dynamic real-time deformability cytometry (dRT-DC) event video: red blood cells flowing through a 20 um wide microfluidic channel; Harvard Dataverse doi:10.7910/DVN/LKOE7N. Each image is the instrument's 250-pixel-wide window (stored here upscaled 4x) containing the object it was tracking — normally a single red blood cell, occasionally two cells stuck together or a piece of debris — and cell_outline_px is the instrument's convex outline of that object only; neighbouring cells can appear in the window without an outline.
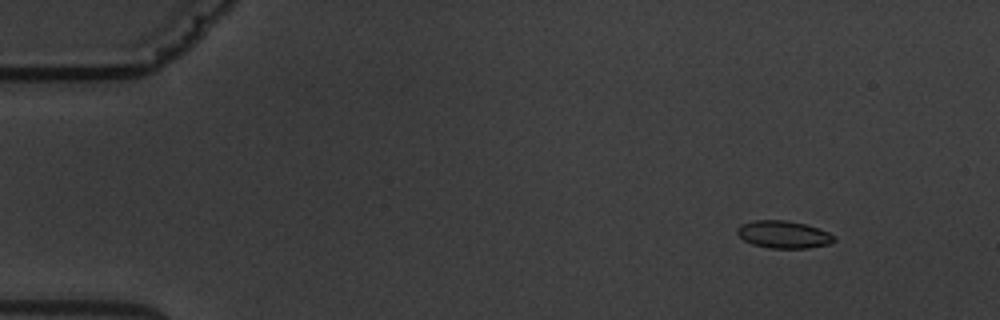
{"species": "common noctule bat (a hibernating species)", "species_latin": "Nyctalus noctula", "temperature_condition": "warm", "stored_images_in_passage": 9, "camera_frame_rate_fps": 3000, "um_per_image_px": 0.085, "animal": {"sex": "male", "body_mass_g": 19.5, "forearm_length_mm": 54.6}, "frame": {"image": 1, "passage_image": 2, "time_ms": 1.333, "image_size_px": [1000, 320], "cell_outline_px": [[836, 240], [828, 244], [808, 248], [768, 248], [752, 244], [744, 240], [736, 232], [736, 228], [740, 224], [756, 220], [788, 220], [804, 224], [828, 232], [836, 236]], "centroid_in_image_um": [66.58, 19.93], "position_along_channel_um": 18.4, "area_um2": 15.49}}
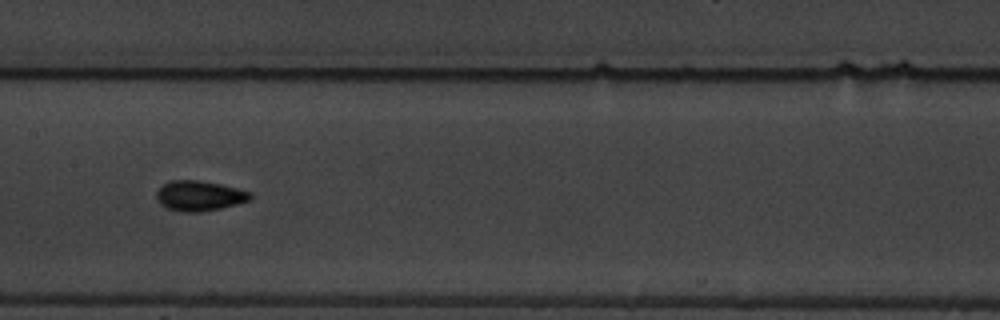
{"frame": {"image": 2, "passage_image": 8, "time_ms": 9.0, "image_size_px": [1000, 320], "cell_outline_px": [[252, 200], [220, 208], [200, 212], [180, 212], [168, 208], [160, 204], [156, 196], [156, 192], [168, 180], [200, 180], [220, 184], [252, 192]], "centroid_in_image_um": [16.95, 16.64], "position_along_channel_um": 190.4, "area_um2": 16.53}}
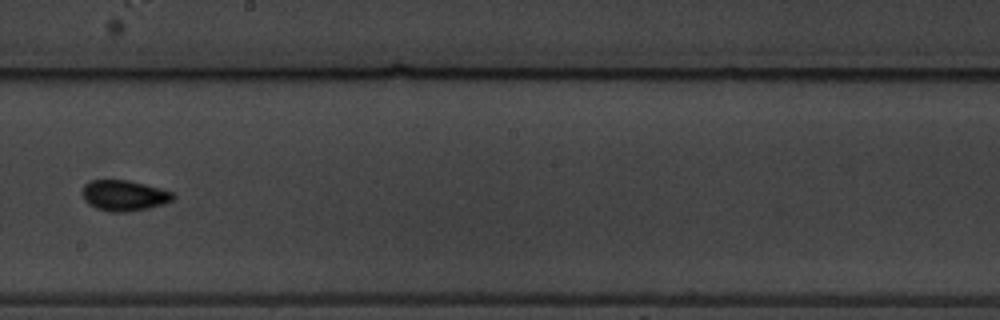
{"frame": {"image": 3, "passage_image": 9, "time_ms": 10.333, "image_size_px": [1000, 320], "cell_outline_px": [[176, 196], [172, 200], [164, 204], [148, 208], [128, 212], [108, 212], [96, 208], [88, 204], [84, 200], [80, 192], [84, 184], [92, 180], [128, 180], [160, 188], [172, 192]], "centroid_in_image_um": [10.51, 16.62], "position_along_channel_um": 237.7, "area_um2": 16.42}}